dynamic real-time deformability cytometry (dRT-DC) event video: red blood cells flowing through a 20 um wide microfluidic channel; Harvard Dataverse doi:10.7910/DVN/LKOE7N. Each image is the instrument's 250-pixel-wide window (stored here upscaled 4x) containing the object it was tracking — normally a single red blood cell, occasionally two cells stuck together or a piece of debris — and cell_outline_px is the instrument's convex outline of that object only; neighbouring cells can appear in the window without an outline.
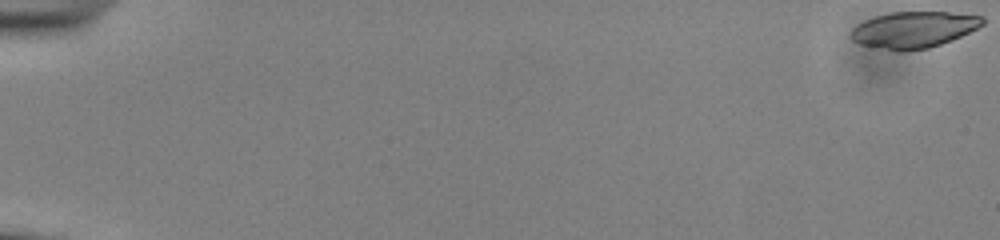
{"species": "common noctule bat (a hibernating species)", "species_latin": "Nyctalus noctula", "temperature_condition": "cold", "stored_images_in_passage": 13, "camera_frame_rate_fps": 3000, "um_per_image_px": 0.085, "animal": {"sex": "male", "body_mass_g": 13.0, "forearm_length_mm": 53.1}, "frame": {"image": 1, "passage_image": 1, "time_ms": 0.0, "image_size_px": [1000, 240], "cell_outline_px": [[984, 24], [952, 40], [928, 48], [900, 52], [860, 44], [852, 40], [848, 36], [848, 32], [856, 24], [864, 20], [876, 16], [892, 12], [948, 12], [984, 16]], "centroid_in_image_um": [77.61, 2.52], "position_along_channel_um": 7.4, "area_um2": 27.98}}